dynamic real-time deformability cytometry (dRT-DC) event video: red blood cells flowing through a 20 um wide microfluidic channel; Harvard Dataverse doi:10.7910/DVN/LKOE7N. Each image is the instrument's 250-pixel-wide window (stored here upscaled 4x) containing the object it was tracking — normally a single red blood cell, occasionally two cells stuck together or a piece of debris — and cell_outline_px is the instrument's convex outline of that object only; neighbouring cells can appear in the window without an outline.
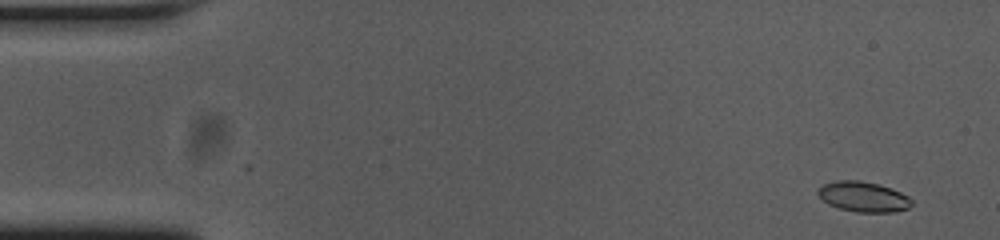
{"species": "common noctule bat (a hibernating species)", "species_latin": "Nyctalus noctula", "temperature_condition": "cold", "stored_images_in_passage": 54, "camera_frame_rate_fps": 3000, "um_per_image_px": 0.085, "animal": {"sex": "female", "body_mass_g": 23.0, "forearm_length_mm": 53.4}, "frame": {"image": 1, "passage_image": 3, "time_ms": 0.667, "image_size_px": [1000, 240], "cell_outline_px": [[912, 204], [908, 208], [896, 212], [856, 212], [840, 208], [828, 204], [816, 192], [824, 184], [836, 180], [860, 180], [880, 184], [892, 188], [908, 196], [912, 200]], "centroid_in_image_um": [73.41, 16.72], "position_along_channel_um": 11.6, "area_um2": 16.53}}
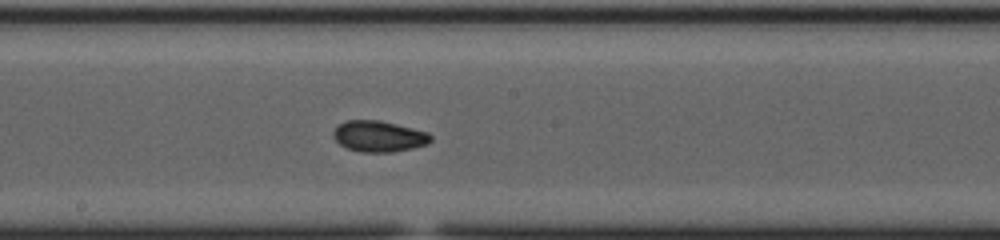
{"frame": {"image": 2, "passage_image": 29, "time_ms": 9.333, "image_size_px": [1000, 240], "cell_outline_px": [[432, 140], [428, 144], [412, 148], [392, 152], [360, 152], [348, 148], [340, 144], [332, 136], [332, 132], [336, 124], [344, 120], [380, 120], [428, 132], [432, 136]], "centroid_in_image_um": [32.17, 11.57], "position_along_channel_um": 216.0, "area_um2": 17.8}}
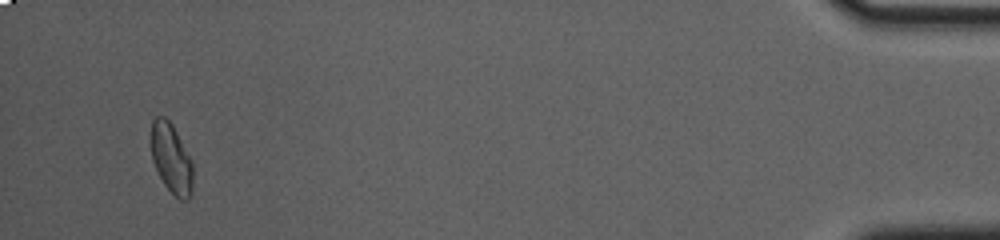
{"frame": {"image": 3, "passage_image": 52, "time_ms": 17.0, "image_size_px": [1000, 240], "cell_outline_px": [[192, 192], [188, 200], [180, 200], [164, 184], [152, 160], [152, 120], [156, 116], [164, 116], [172, 124], [192, 160]], "centroid_in_image_um": [14.58, 13.47], "position_along_channel_um": 420.6, "area_um2": 16.76}, "authors_computed_cell_mechanics": {"area_um2": 16.9354, "velocity_mm_per_s": 3.745, "shape_relaxation_time_tau1_ms": 2.32, "shape_relaxation_time_tau2_ms": 2.4289, "deformation_change_tau1": 0.1081, "deformation_change_tau2": 0.0676}}